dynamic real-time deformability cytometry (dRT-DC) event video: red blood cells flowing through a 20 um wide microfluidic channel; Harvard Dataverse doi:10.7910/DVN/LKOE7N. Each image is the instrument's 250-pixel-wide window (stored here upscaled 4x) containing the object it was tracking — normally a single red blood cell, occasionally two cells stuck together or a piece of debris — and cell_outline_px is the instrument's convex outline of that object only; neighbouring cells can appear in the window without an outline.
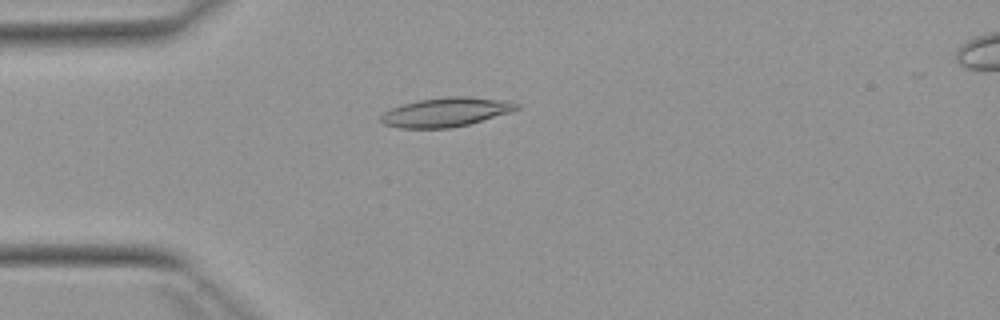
{"species": "Egyptian fruit bat (a non-hibernating species)", "species_latin": "Rousettus aegyptiacus", "temperature_condition": "warm", "stored_images_in_passage": 52, "camera_frame_rate_fps": 3000, "um_per_image_px": 0.085, "animal": {"sex": "female"}, "frame": {"image": 1, "passage_image": 14, "time_ms": 4.333, "image_size_px": [1000, 320], "cell_outline_px": [[520, 108], [508, 112], [468, 124], [448, 128], [400, 128], [384, 124], [380, 120], [380, 116], [384, 112], [392, 108], [404, 104], [420, 100], [448, 96], [468, 96], [508, 100], [520, 104]], "centroid_in_image_um": [37.91, 9.52], "position_along_channel_um": 47.1, "area_um2": 22.83}}
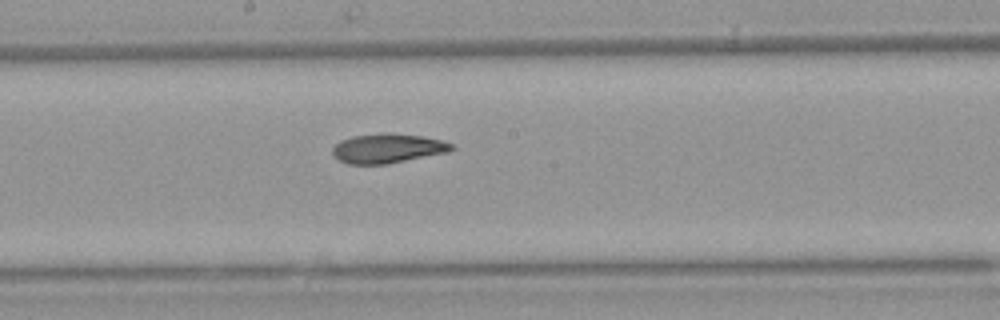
{"frame": {"image": 2, "passage_image": 28, "time_ms": 9.0, "image_size_px": [1000, 320], "cell_outline_px": [[456, 148], [448, 152], [388, 164], [348, 164], [332, 156], [332, 148], [340, 140], [352, 136], [384, 132], [388, 132], [424, 136], [444, 140], [452, 144]], "centroid_in_image_um": [32.96, 12.6], "position_along_channel_um": 215.2, "area_um2": 20.75}}
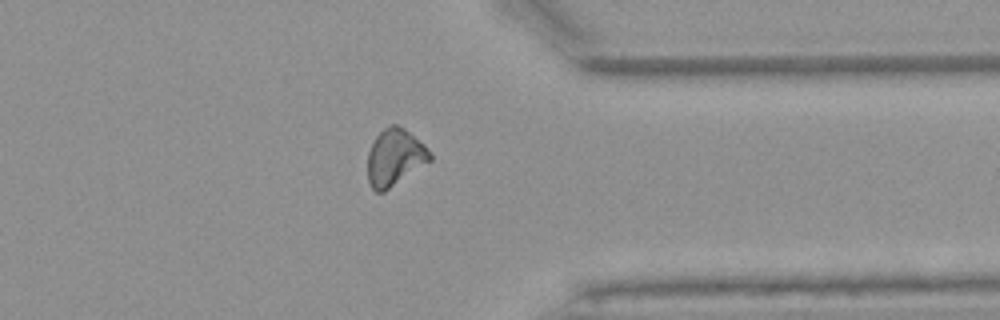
{"frame": {"image": 3, "passage_image": 41, "time_ms": 13.333, "image_size_px": [1000, 320], "cell_outline_px": [[432, 160], [384, 192], [376, 192], [372, 188], [368, 180], [368, 152], [376, 136], [384, 128], [392, 124], [396, 124], [404, 128], [424, 144], [432, 152]], "centroid_in_image_um": [33.57, 13.38], "position_along_channel_um": 377.8, "area_um2": 20.63}, "authors_computed_cell_mechanics": {"area_um2": 20.9814, "velocity_mm_per_s": 3.9226, "shape_relaxation_time_tau1_ms": null, "shape_relaxation_time_tau2_ms": 6.0123, "deformation_change_tau1": null, "deformation_change_tau2": 0.1346}}